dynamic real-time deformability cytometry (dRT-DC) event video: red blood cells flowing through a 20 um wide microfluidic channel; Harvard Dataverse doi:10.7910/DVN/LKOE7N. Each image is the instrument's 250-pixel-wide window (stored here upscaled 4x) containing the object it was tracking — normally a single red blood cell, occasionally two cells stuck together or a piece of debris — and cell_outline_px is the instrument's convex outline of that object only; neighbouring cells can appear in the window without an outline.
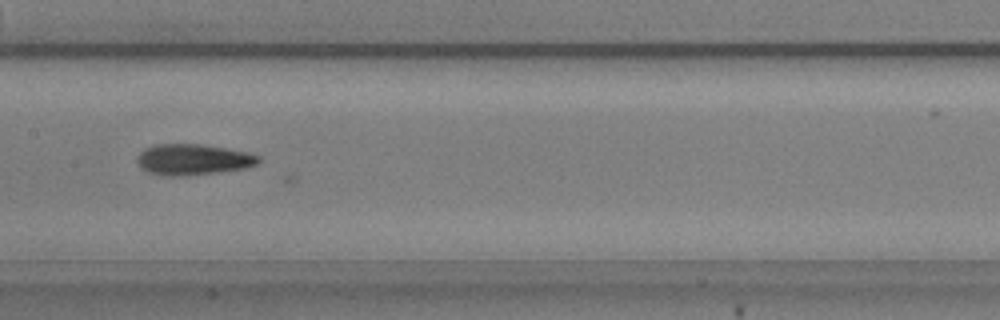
{"species": "common noctule bat (a hibernating species)", "species_latin": "Nyctalus noctula", "temperature_condition": "warm", "stored_images_in_passage": 42, "camera_frame_rate_fps": 3000, "um_per_image_px": 0.085, "animal": {"sex": "male", "body_mass_g": 20.5, "forearm_length_mm": 52.5}, "frame": {"image": 1, "passage_image": 13, "time_ms": 4.0, "image_size_px": [1000, 320], "cell_outline_px": [[260, 160], [256, 164], [248, 168], [220, 172], [180, 176], [160, 176], [148, 172], [140, 168], [136, 160], [140, 152], [144, 148], [156, 144], [200, 144], [248, 152], [260, 156]], "centroid_in_image_um": [16.39, 13.57], "position_along_channel_um": 191.0, "area_um2": 22.08}}
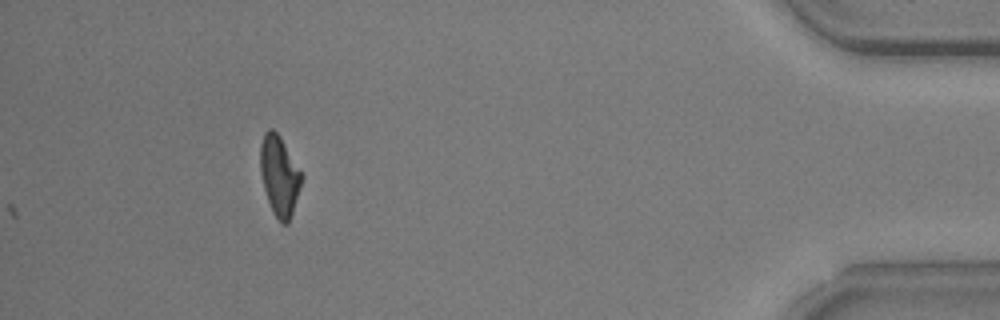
{"frame": {"image": 2, "passage_image": 42, "time_ms": 13.667, "image_size_px": [1000, 320], "cell_outline_px": [[304, 176], [288, 224], [280, 224], [272, 212], [264, 188], [260, 172], [260, 144], [264, 132], [268, 128], [272, 128], [280, 136]], "centroid_in_image_um": [23.74, 14.93], "position_along_channel_um": 411.5, "area_um2": 19.31}}